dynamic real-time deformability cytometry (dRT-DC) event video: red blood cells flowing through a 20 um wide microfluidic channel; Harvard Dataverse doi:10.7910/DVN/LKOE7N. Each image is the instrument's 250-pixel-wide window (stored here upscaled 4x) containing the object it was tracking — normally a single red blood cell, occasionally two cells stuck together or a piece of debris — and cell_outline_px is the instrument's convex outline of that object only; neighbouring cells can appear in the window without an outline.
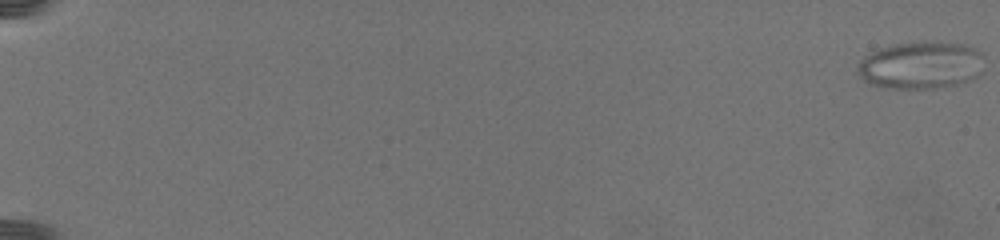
{"species": "common noctule bat (a hibernating species)", "species_latin": "Nyctalus noctula", "temperature_condition": "warm", "stored_images_in_passage": 30, "camera_frame_rate_fps": 3000, "um_per_image_px": 0.085, "animal": {"sex": "female", "body_mass_g": 19.5, "forearm_length_mm": 54.1}, "frame": {"image": 1, "passage_image": 1, "time_ms": 0.0, "image_size_px": [1000, 240], "cell_outline_px": [[984, 56], [976, 76], [968, 80], [956, 84], [932, 88], [892, 88], [872, 84], [864, 80], [856, 72], [856, 68], [860, 60], [864, 56], [880, 48], [892, 44], [924, 40], [936, 40], [964, 44], [980, 52]], "centroid_in_image_um": [78.23, 5.5], "position_along_channel_um": 6.8, "area_um2": 35.03}}
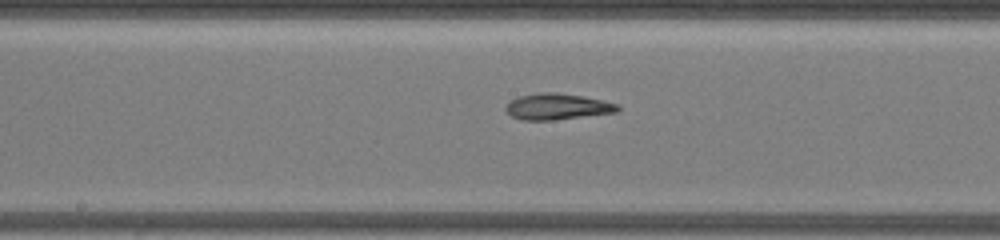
{"frame": {"image": 2, "passage_image": 18, "time_ms": 14.667, "image_size_px": [1000, 240], "cell_outline_px": [[620, 108], [616, 112], [556, 120], [524, 120], [512, 116], [504, 108], [512, 100], [520, 96], [540, 92], [556, 92], [584, 96], [620, 104]], "centroid_in_image_um": [47.41, 9.06], "position_along_channel_um": 200.8, "area_um2": 16.99}}
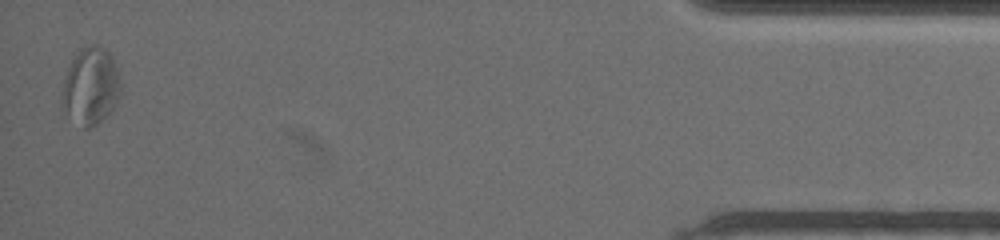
{"frame": {"image": 3, "passage_image": 30, "time_ms": 25.0, "image_size_px": [1000, 240], "cell_outline_px": [[120, 96], [116, 104], [92, 128], [84, 128], [60, 108], [60, 100], [64, 80], [68, 68], [72, 60], [80, 48], [92, 44], [96, 44], [104, 48], [112, 56], [120, 80]], "centroid_in_image_um": [7.68, 7.32], "position_along_channel_um": 427.5, "area_um2": 26.3}}